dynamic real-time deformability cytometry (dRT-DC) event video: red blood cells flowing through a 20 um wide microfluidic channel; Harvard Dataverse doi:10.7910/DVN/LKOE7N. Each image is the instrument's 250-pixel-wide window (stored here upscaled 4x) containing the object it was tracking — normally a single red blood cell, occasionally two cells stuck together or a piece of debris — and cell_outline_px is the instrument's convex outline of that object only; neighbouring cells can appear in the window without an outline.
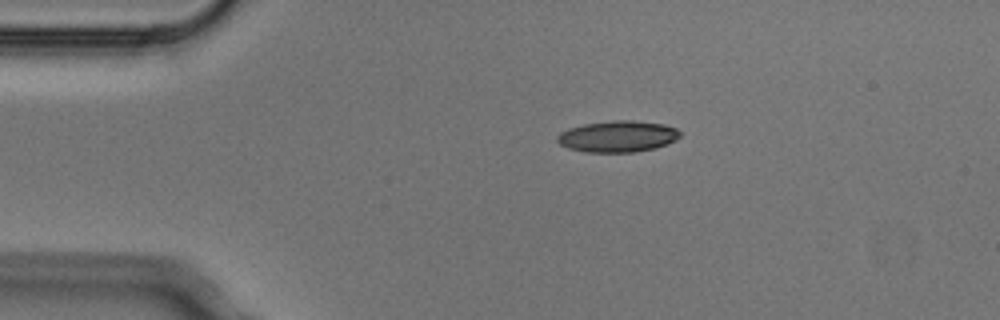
{"species": "Egyptian fruit bat (a non-hibernating species)", "species_latin": "Rousettus aegyptiacus", "temperature_condition": "cold", "stored_images_in_passage": 2, "camera_frame_rate_fps": 3000, "um_per_image_px": 0.085, "animal": {"sex": "male"}, "frame": {"image": 1, "passage_image": 1, "time_ms": 0.0, "image_size_px": [1000, 320], "cell_outline_px": [[680, 136], [676, 140], [668, 144], [656, 148], [636, 152], [584, 152], [568, 148], [560, 144], [556, 140], [556, 136], [560, 132], [568, 128], [584, 124], [612, 120], [632, 120], [664, 124], [676, 128], [680, 132]], "centroid_in_image_um": [52.5, 11.6], "position_along_channel_um": 32.5, "area_um2": 22.66}}